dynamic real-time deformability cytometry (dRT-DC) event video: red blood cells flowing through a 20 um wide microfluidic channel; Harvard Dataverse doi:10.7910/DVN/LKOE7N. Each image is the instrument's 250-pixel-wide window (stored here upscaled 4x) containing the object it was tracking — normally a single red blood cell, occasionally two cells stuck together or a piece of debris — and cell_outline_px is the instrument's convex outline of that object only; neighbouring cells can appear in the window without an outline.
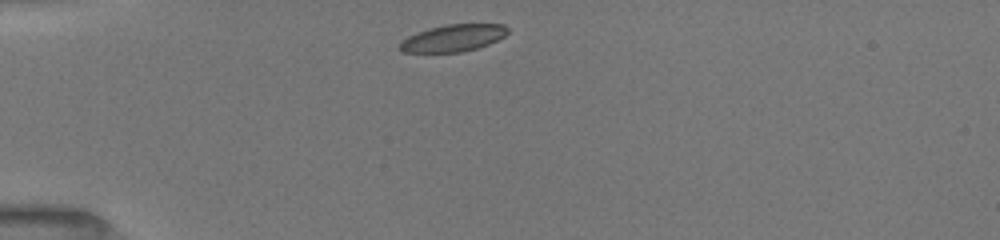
{"species": "common noctule bat (a hibernating species)", "species_latin": "Nyctalus noctula", "temperature_condition": "room temperature", "stored_images_in_passage": 49, "camera_frame_rate_fps": 3000, "um_per_image_px": 0.085, "animal": {"sex": "female", "body_mass_g": 19.5, "forearm_length_mm": 54.1}, "frame": {"image": 1, "passage_image": 1, "time_ms": 0.0, "image_size_px": [1000, 240], "cell_outline_px": [[508, 32], [504, 36], [488, 44], [476, 48], [460, 52], [404, 52], [400, 48], [400, 40], [408, 36], [428, 28], [448, 24], [504, 24], [508, 28]], "centroid_in_image_um": [38.51, 3.22], "position_along_channel_um": 46.5, "area_um2": 16.82}}
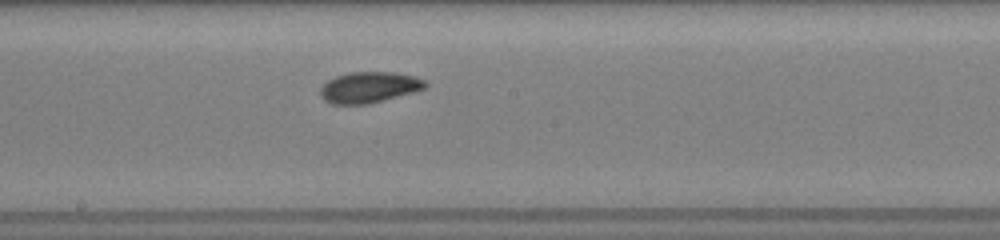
{"frame": {"image": 2, "passage_image": 19, "time_ms": 5.0, "image_size_px": [1000, 240], "cell_outline_px": [[428, 84], [424, 88], [412, 92], [368, 104], [332, 104], [324, 100], [320, 96], [320, 88], [328, 80], [336, 76], [352, 72], [392, 72], [412, 76], [424, 80]], "centroid_in_image_um": [31.33, 7.42], "position_along_channel_um": 216.9, "area_um2": 18.67}}
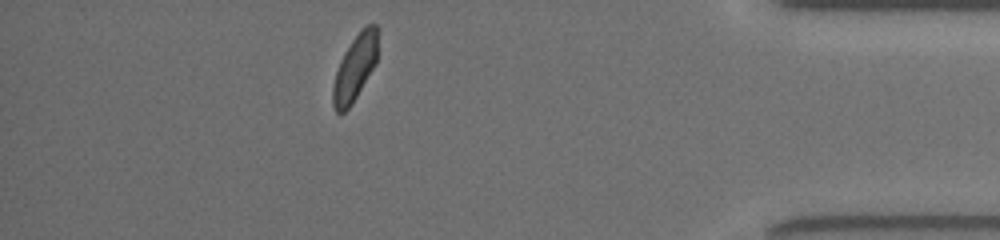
{"frame": {"image": 3, "passage_image": 41, "time_ms": 10.667, "image_size_px": [1000, 240], "cell_outline_px": [[376, 64], [352, 104], [344, 112], [336, 112], [332, 104], [332, 88], [336, 72], [340, 60], [344, 52], [352, 40], [368, 24], [376, 24]], "centroid_in_image_um": [30.14, 5.82], "position_along_channel_um": 405.1, "area_um2": 16.82}, "authors_computed_cell_mechanics": {"area_um2": 17.8602, "velocity_mm_per_s": 3.9729, "shape_relaxation_time_tau1_ms": 3.4342, "shape_relaxation_time_tau2_ms": 2.5987, "deformation_change_tau1": 0.0892, "deformation_change_tau2": 0.0772}}